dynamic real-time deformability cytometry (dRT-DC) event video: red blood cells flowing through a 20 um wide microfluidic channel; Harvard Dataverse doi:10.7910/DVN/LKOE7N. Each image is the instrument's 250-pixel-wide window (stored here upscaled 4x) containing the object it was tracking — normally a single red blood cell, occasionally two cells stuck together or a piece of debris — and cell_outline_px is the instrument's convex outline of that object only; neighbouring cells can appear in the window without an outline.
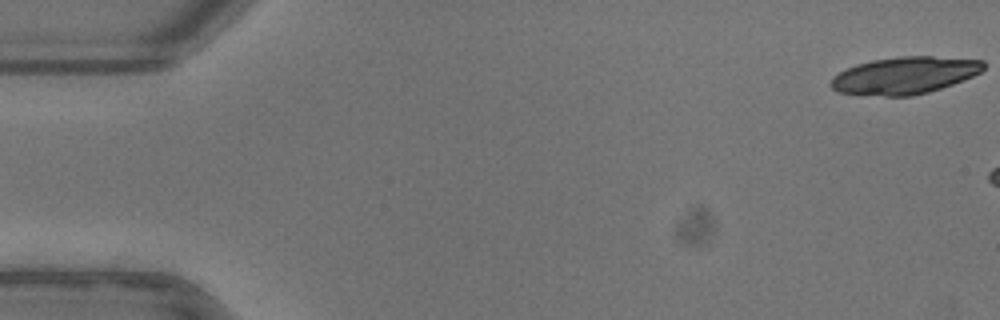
{"species": "common noctule bat (a hibernating species)", "species_latin": "Nyctalus noctula", "temperature_condition": "warm", "stored_images_in_passage": 6, "camera_frame_rate_fps": 3000, "um_per_image_px": 0.085, "animal": {"sex": "female"}, "frame": {"image": 1, "passage_image": 1, "time_ms": 0.0, "image_size_px": [1000, 320], "cell_outline_px": [[984, 68], [980, 72], [972, 76], [952, 84], [928, 92], [912, 96], [884, 96], [836, 92], [828, 84], [832, 76], [856, 64], [872, 60], [900, 56], [932, 56], [984, 60]], "centroid_in_image_um": [76.86, 6.41], "position_along_channel_um": 8.1, "area_um2": 33.0}}